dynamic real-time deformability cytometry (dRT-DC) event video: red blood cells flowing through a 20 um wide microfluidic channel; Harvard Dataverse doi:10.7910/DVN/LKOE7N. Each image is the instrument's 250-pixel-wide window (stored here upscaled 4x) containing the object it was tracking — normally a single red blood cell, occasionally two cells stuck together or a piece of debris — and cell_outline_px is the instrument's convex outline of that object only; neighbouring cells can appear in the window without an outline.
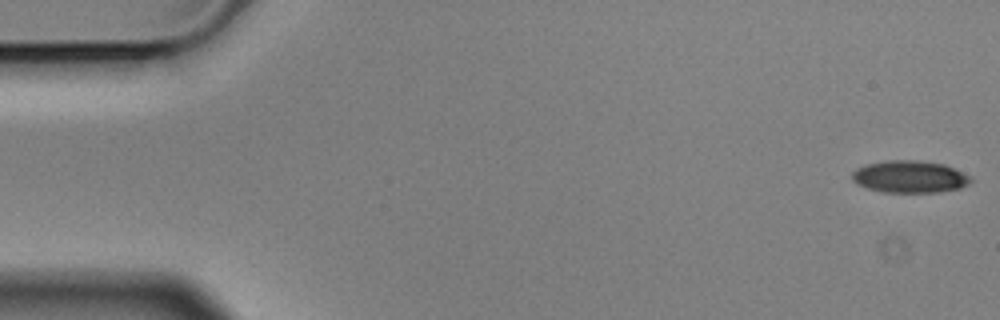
{"species": "Egyptian fruit bat (a non-hibernating species)", "species_latin": "Rousettus aegyptiacus", "temperature_condition": "cold", "stored_images_in_passage": 6, "camera_frame_rate_fps": 3000, "um_per_image_px": 0.085, "animal": {"sex": "male"}, "frame": {"image": 1, "passage_image": 1, "time_ms": 0.0, "image_size_px": [1000, 320], "cell_outline_px": [[972, 180], [968, 184], [960, 188], [940, 192], [884, 192], [868, 188], [856, 184], [852, 180], [852, 172], [856, 168], [868, 164], [888, 160], [920, 160], [944, 164], [972, 176]], "centroid_in_image_um": [77.34, 15.02], "position_along_channel_um": 7.7, "area_um2": 22.31}}